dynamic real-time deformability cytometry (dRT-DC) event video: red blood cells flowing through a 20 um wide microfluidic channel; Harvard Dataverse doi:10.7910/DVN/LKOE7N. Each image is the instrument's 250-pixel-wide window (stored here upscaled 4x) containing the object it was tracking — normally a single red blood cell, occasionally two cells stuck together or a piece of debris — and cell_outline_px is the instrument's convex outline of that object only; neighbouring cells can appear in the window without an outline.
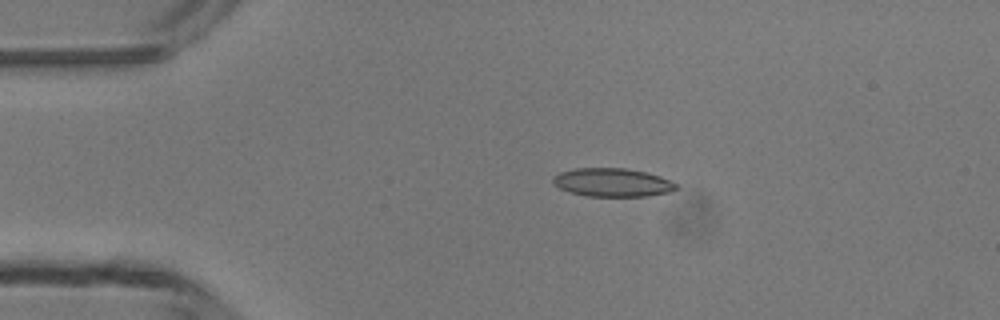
{"species": "common noctule bat (a hibernating species)", "species_latin": "Nyctalus noctula", "temperature_condition": "room temperature", "stored_images_in_passage": 4, "camera_frame_rate_fps": 3000, "um_per_image_px": 0.085, "animal": {"sex": "male", "body_mass_g": 13.3}, "frame": {"image": 1, "passage_image": 3, "time_ms": 2.333, "image_size_px": [1000, 320], "cell_outline_px": [[680, 188], [672, 192], [648, 196], [588, 196], [568, 192], [552, 184], [552, 176], [560, 172], [572, 168], [624, 168], [644, 172], [660, 176], [676, 184]], "centroid_in_image_um": [52.03, 15.51], "position_along_channel_um": 33.0, "area_um2": 20.58}}